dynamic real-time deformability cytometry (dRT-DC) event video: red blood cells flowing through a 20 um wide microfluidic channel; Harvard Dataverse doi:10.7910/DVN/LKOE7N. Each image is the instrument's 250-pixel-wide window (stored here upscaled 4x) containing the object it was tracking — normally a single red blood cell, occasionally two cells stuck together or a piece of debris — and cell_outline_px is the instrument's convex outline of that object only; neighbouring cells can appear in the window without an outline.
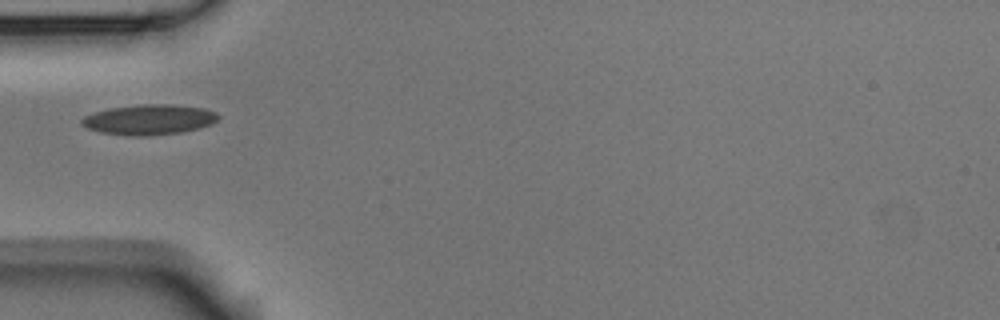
{"species": "Egyptian fruit bat (a non-hibernating species)", "species_latin": "Rousettus aegyptiacus", "temperature_condition": "room temperature", "stored_images_in_passage": 34, "camera_frame_rate_fps": 3000, "um_per_image_px": 0.085, "animal": {"sex": "male"}, "frame": {"image": 1, "passage_image": 1, "time_ms": 0.0, "image_size_px": [1000, 320], "cell_outline_px": [[220, 116], [212, 124], [200, 128], [180, 132], [144, 136], [136, 136], [100, 132], [88, 128], [80, 124], [80, 120], [84, 116], [108, 108], [140, 104], [172, 104], [204, 108], [216, 112]], "centroid_in_image_um": [12.68, 10.15], "position_along_channel_um": 72.3, "area_um2": 24.04}}
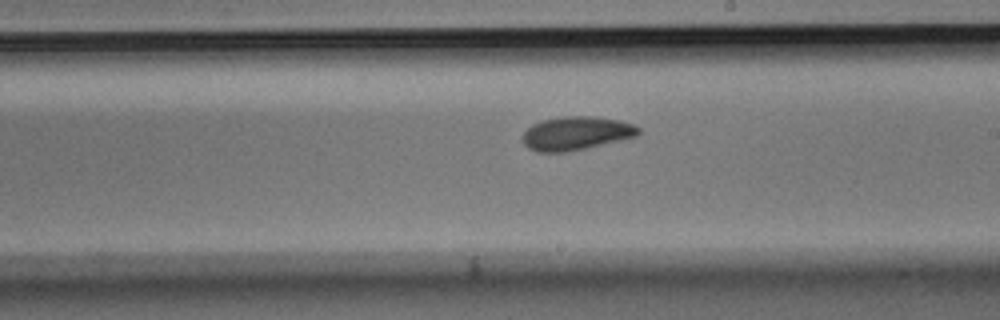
{"frame": {"image": 2, "passage_image": 15, "time_ms": 4.667, "image_size_px": [1000, 320], "cell_outline_px": [[640, 132], [636, 136], [620, 140], [584, 148], [564, 152], [540, 152], [528, 148], [524, 144], [524, 132], [532, 124], [544, 120], [564, 116], [596, 116], [620, 120], [636, 124], [640, 128]], "centroid_in_image_um": [49.01, 11.31], "position_along_channel_um": 240.0, "area_um2": 22.48}}
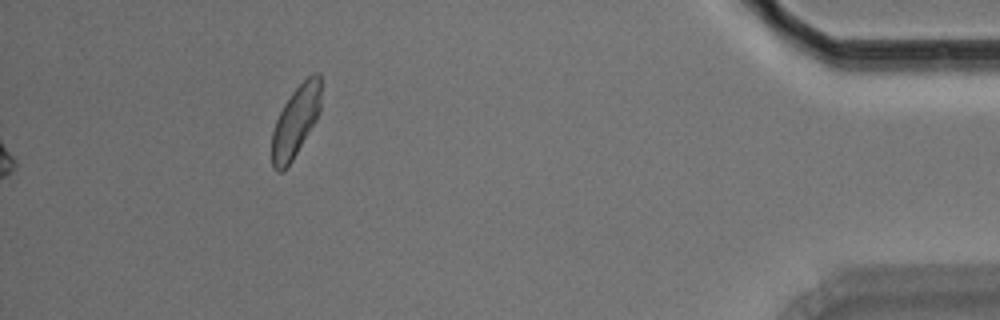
{"frame": {"image": 3, "passage_image": 34, "time_ms": 11.0, "image_size_px": [1000, 320], "cell_outline_px": [[320, 108], [316, 120], [292, 160], [280, 172], [276, 172], [272, 168], [272, 132], [276, 120], [284, 104], [292, 92], [312, 72], [320, 72]], "centroid_in_image_um": [25.12, 10.3], "position_along_channel_um": 410.1, "area_um2": 20.06}}